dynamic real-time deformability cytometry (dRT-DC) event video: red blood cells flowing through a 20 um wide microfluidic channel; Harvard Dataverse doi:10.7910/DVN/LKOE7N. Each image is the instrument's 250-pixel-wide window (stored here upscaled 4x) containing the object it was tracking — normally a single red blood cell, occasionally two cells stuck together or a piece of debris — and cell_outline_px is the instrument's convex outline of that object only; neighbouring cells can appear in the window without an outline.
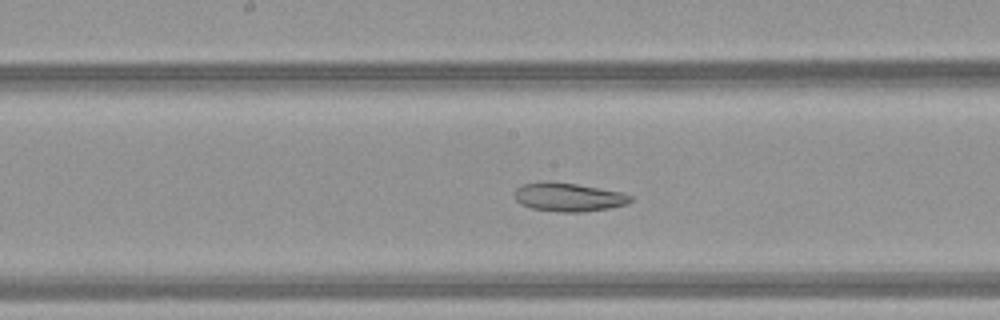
{"species": "common noctule bat (a hibernating species)", "species_latin": "Nyctalus noctula", "temperature_condition": "warm", "stored_images_in_passage": 39, "camera_frame_rate_fps": 3000, "um_per_image_px": 0.085, "animal": {"sex": "female", "body_mass_g": 21.9}, "frame": {"image": 1, "passage_image": 19, "time_ms": 6.0, "image_size_px": [1000, 320], "cell_outline_px": [[632, 200], [624, 204], [608, 208], [584, 212], [560, 212], [532, 208], [520, 204], [516, 200], [516, 188], [524, 184], [576, 184], [620, 192], [632, 196]], "centroid_in_image_um": [48.35, 16.8], "position_along_channel_um": 199.8, "area_um2": 18.38}}
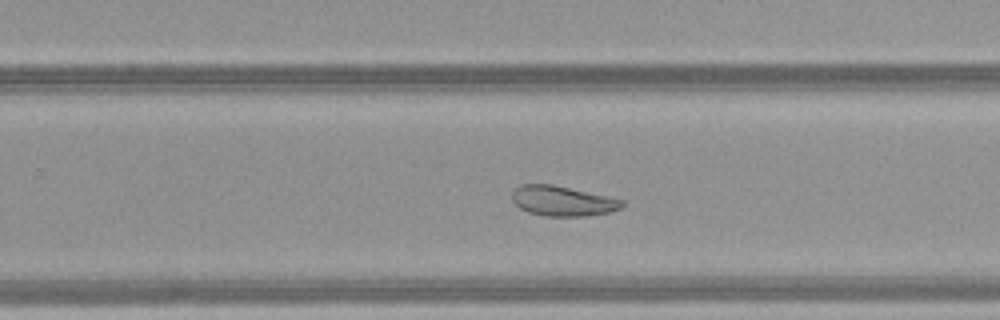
{"frame": {"image": 2, "passage_image": 25, "time_ms": 8.0, "image_size_px": [1000, 320], "cell_outline_px": [[624, 204], [620, 208], [608, 212], [584, 216], [544, 216], [528, 212], [520, 208], [512, 200], [512, 192], [516, 188], [524, 184], [552, 184], [624, 200]], "centroid_in_image_um": [47.79, 17.08], "position_along_channel_um": 282.0, "area_um2": 19.02}}
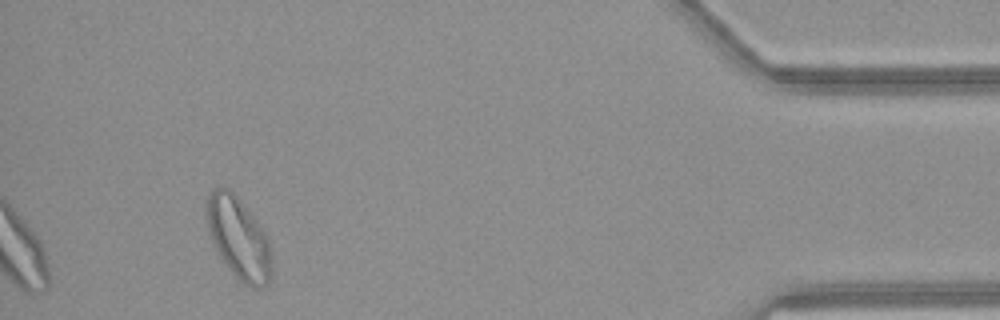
{"frame": {"image": 3, "passage_image": 39, "time_ms": 12.667, "image_size_px": [1000, 320], "cell_outline_px": [[272, 272], [268, 284], [260, 288], [252, 288], [244, 284], [228, 268], [220, 256], [212, 240], [208, 228], [208, 192], [212, 188], [228, 188], [240, 200], [256, 220], [268, 236], [272, 260]], "centroid_in_image_um": [20.33, 20.28], "position_along_channel_um": 414.9, "area_um2": 30.63}, "authors_computed_cell_mechanics": {"area_um2": 25.8366, "velocity_mm_per_s": 4.1241, "shape_relaxation_time_tau1_ms": null, "shape_relaxation_time_tau2_ms": 3.9865, "deformation_change_tau1": null, "deformation_change_tau2": 0.0901}}